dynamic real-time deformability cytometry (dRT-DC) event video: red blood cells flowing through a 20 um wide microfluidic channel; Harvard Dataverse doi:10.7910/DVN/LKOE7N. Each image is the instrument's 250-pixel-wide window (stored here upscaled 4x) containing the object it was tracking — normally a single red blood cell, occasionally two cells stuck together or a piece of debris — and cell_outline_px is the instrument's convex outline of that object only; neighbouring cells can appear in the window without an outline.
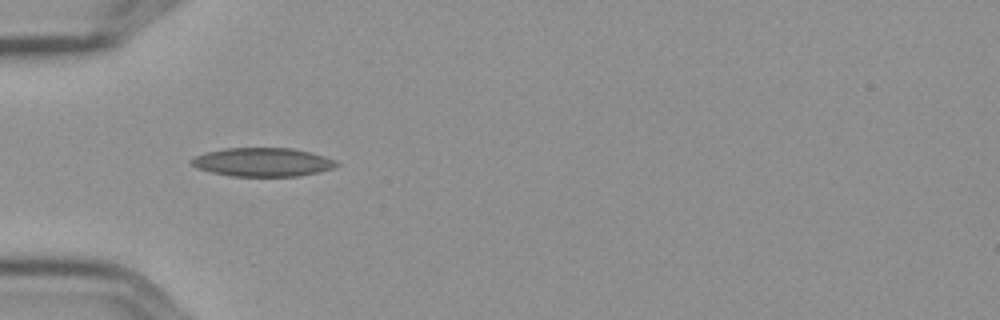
{"species": "Egyptian fruit bat (a non-hibernating species)", "species_latin": "Rousettus aegyptiacus", "temperature_condition": "cold", "stored_images_in_passage": 8, "camera_frame_rate_fps": 3000, "um_per_image_px": 0.085, "frame": {"image": 1, "passage_image": 4, "time_ms": 1.0, "image_size_px": [1000, 320], "cell_outline_px": [[340, 164], [332, 168], [300, 176], [232, 176], [212, 172], [196, 168], [188, 160], [204, 152], [224, 148], [292, 148], [312, 152], [336, 160]], "centroid_in_image_um": [22.31, 13.77], "position_along_channel_um": 62.7, "area_um2": 24.28}}
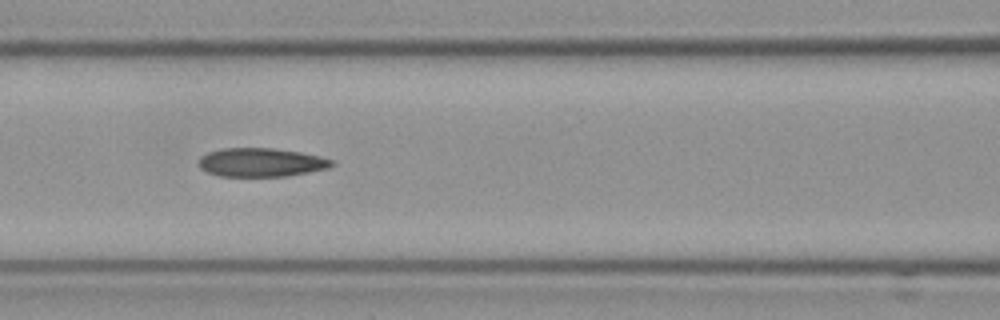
{"frame": {"image": 2, "passage_image": 6, "time_ms": 1.667, "image_size_px": [1000, 320], "cell_outline_px": [[336, 164], [328, 168], [308, 172], [284, 176], [220, 176], [208, 172], [200, 168], [200, 156], [208, 152], [224, 148], [276, 148], [300, 152], [320, 156], [332, 160]], "centroid_in_image_um": [22.21, 13.79], "position_along_channel_um": 144.4, "area_um2": 22.14}}
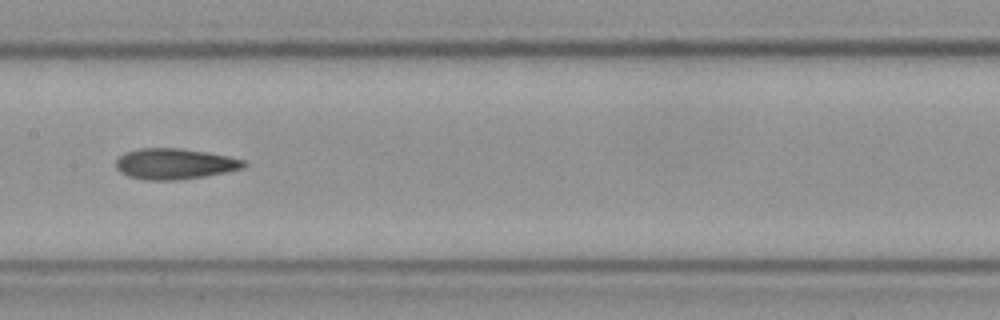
{"frame": {"image": 3, "passage_image": 7, "time_ms": 2.0, "image_size_px": [1000, 320], "cell_outline_px": [[248, 164], [244, 168], [204, 176], [176, 180], [144, 180], [128, 176], [120, 172], [116, 168], [116, 160], [124, 152], [140, 148], [180, 148], [208, 152], [228, 156], [244, 160]], "centroid_in_image_um": [14.83, 13.92], "position_along_channel_um": 192.6, "area_um2": 23.0}}